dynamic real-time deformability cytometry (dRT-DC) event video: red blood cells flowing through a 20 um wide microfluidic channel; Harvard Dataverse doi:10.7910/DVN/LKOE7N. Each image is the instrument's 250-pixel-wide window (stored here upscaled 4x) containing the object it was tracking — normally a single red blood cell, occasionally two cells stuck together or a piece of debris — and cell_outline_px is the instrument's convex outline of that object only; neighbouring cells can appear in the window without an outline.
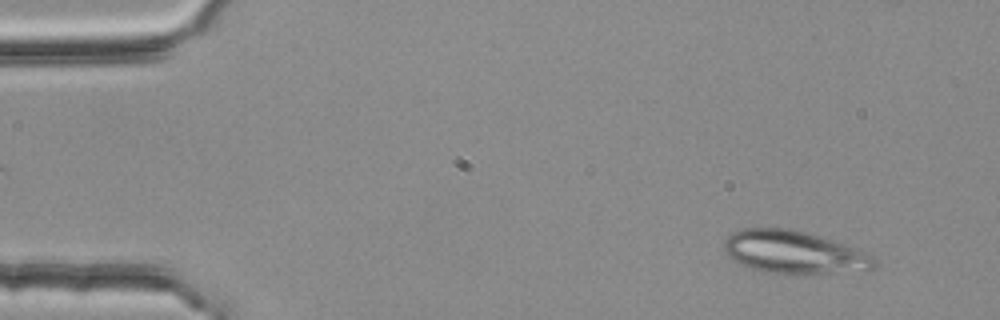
{"species": "common noctule bat (a hibernating species)", "species_latin": "Nyctalus noctula", "temperature_condition": "room temperature", "stored_images_in_passage": 52, "camera_frame_rate_fps": 3000, "um_per_image_px": 0.085, "animal": {"sex": "female", "body_mass_g": 25.1}, "frame": {"image": 1, "passage_image": 4, "time_ms": 1.0, "image_size_px": [1000, 320], "cell_outline_px": [[876, 264], [868, 272], [764, 272], [740, 264], [732, 260], [728, 256], [724, 248], [724, 240], [732, 232], [744, 228], [788, 228], [808, 232], [876, 256]], "centroid_in_image_um": [67.48, 21.42], "position_along_channel_um": 17.5, "area_um2": 37.05}}
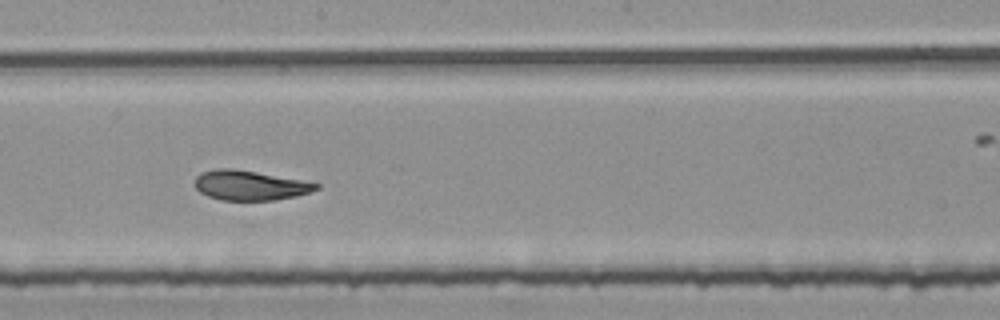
{"frame": {"image": 2, "passage_image": 29, "time_ms": 9.333, "image_size_px": [1000, 320], "cell_outline_px": [[320, 188], [296, 196], [276, 200], [220, 200], [208, 196], [200, 192], [196, 188], [196, 176], [200, 172], [216, 168], [232, 168], [256, 172], [300, 180], [320, 184]], "centroid_in_image_um": [21.21, 15.75], "position_along_channel_um": 227.0, "area_um2": 20.87}}
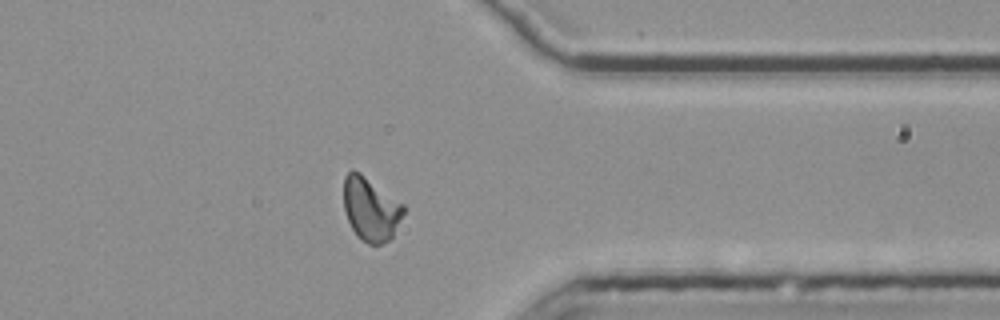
{"frame": {"image": 3, "passage_image": 42, "time_ms": 13.667, "image_size_px": [1000, 320], "cell_outline_px": [[404, 212], [392, 236], [388, 240], [380, 244], [368, 244], [360, 240], [356, 236], [348, 220], [344, 208], [344, 176], [352, 168], [360, 172], [404, 204]], "centroid_in_image_um": [31.49, 17.75], "position_along_channel_um": 379.9, "area_um2": 22.14}, "authors_computed_cell_mechanics": {"area_um2": 22.1085, "velocity_mm_per_s": 3.7588, "shape_relaxation_time_tau1_ms": 5.7133, "shape_relaxation_time_tau2_ms": 1.5406, "deformation_change_tau1": 0.197, "deformation_change_tau2": 0.0615}}